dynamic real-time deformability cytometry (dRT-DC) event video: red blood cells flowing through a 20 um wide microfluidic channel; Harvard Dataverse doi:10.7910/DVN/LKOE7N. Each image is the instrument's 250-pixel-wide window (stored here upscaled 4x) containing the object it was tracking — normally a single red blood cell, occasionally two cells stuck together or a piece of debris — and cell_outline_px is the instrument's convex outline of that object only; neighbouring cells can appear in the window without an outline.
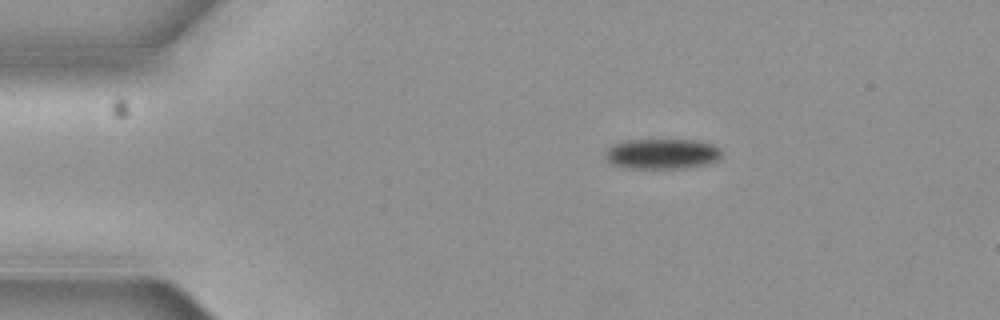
{"species": "common noctule bat (a hibernating species)", "species_latin": "Nyctalus noctula", "temperature_condition": "cold", "stored_images_in_passage": 4, "segment_of_instrument_passage": [1, 2], "camera_frame_rate_fps": 3000, "um_per_image_px": 0.085, "animal": {"sex": "female", "body_mass_g": 19.3, "forearm_length_mm": 54.1}, "frame": {"image": 1, "passage_image": 1, "time_ms": 0.0, "image_size_px": [1000, 320], "cell_outline_px": [[720, 156], [716, 160], [708, 164], [684, 168], [624, 168], [612, 164], [604, 156], [604, 152], [608, 148], [616, 144], [628, 140], [692, 140], [712, 144], [720, 152]], "centroid_in_image_um": [56.23, 13.09], "position_along_channel_um": 28.8, "area_um2": 20.29}}